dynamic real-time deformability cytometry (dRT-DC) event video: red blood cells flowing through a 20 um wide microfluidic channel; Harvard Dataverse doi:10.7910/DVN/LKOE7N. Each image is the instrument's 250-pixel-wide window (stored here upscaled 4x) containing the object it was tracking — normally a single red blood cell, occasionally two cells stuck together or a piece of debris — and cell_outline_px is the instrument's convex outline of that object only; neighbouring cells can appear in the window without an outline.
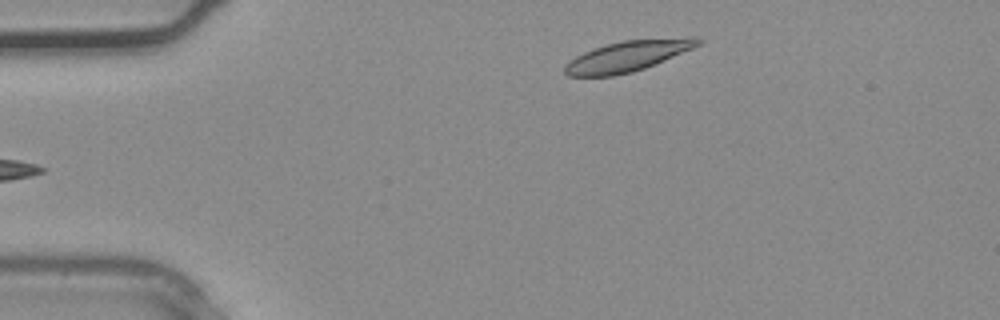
{"species": "common noctule bat (a hibernating species)", "species_latin": "Nyctalus noctula", "temperature_condition": "warm", "stored_images_in_passage": 17, "camera_frame_rate_fps": 3000, "um_per_image_px": 0.085, "animal": {"sex": "male", "body_mass_g": 20.4}, "frame": {"image": 1, "passage_image": 1, "time_ms": 0.0, "image_size_px": [1000, 320], "cell_outline_px": [[704, 40], [700, 44], [692, 48], [644, 68], [632, 72], [612, 76], [568, 76], [564, 72], [564, 64], [568, 60], [584, 52], [608, 44], [624, 40], [692, 36]], "centroid_in_image_um": [53.34, 4.76], "position_along_channel_um": 31.7, "area_um2": 23.64}}
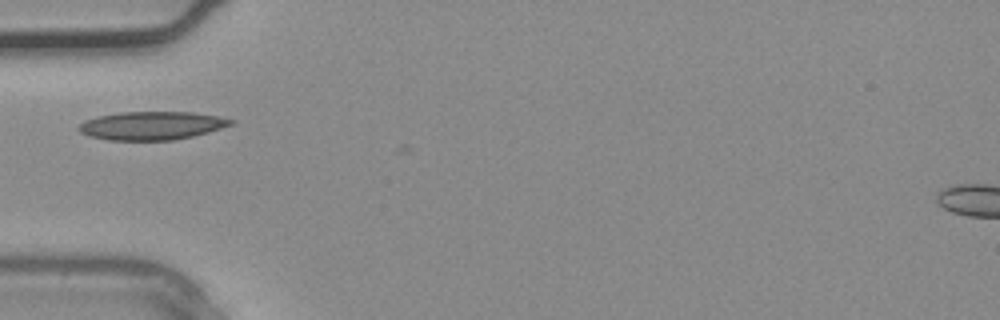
{"frame": {"image": 2, "passage_image": 6, "time_ms": 1.667, "image_size_px": [1000, 320], "cell_outline_px": [[236, 120], [232, 124], [208, 132], [192, 136], [172, 140], [108, 140], [88, 136], [80, 132], [76, 128], [84, 120], [96, 116], [120, 112], [192, 112], [216, 116]], "centroid_in_image_um": [12.84, 10.67], "position_along_channel_um": 72.2, "area_um2": 25.09}}
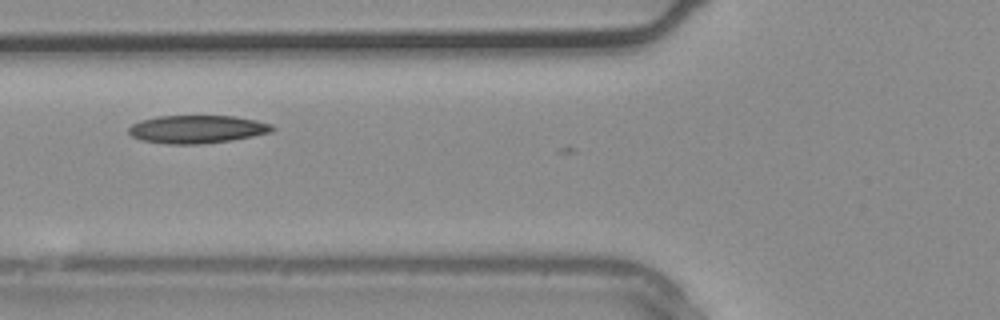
{"frame": {"image": 3, "passage_image": 8, "time_ms": 2.333, "image_size_px": [1000, 320], "cell_outline_px": [[276, 128], [272, 132], [232, 140], [204, 144], [168, 144], [140, 140], [132, 136], [128, 132], [128, 128], [132, 124], [140, 120], [156, 116], [236, 116], [256, 120], [272, 124]], "centroid_in_image_um": [16.75, 10.98], "position_along_channel_um": 109.0, "area_um2": 23.64}}